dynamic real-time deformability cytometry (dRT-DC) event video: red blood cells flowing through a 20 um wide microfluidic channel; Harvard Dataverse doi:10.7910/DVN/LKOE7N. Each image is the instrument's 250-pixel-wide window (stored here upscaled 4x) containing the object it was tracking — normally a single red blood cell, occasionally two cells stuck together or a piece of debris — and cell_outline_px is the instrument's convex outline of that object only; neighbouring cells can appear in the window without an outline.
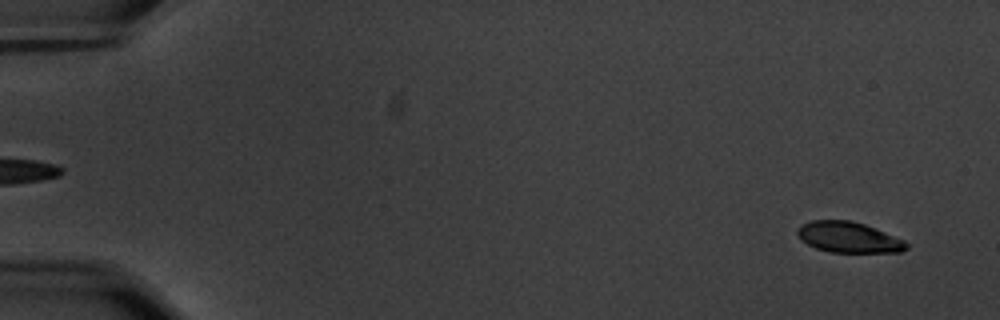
{"species": "common noctule bat (a hibernating species)", "species_latin": "Nyctalus noctula", "temperature_condition": "warm", "stored_images_in_passage": 58, "camera_frame_rate_fps": 3000, "um_per_image_px": 0.085, "animal": {"sex": "male", "body_mass_g": 20.1, "forearm_length_mm": 53.5}, "frame": {"image": 1, "passage_image": 3, "time_ms": 0.667, "image_size_px": [1000, 320], "cell_outline_px": [[908, 248], [900, 252], [828, 252], [816, 248], [800, 240], [796, 232], [796, 228], [800, 224], [812, 220], [852, 220], [864, 224], [904, 240], [908, 244]], "centroid_in_image_um": [72.08, 20.16], "position_along_channel_um": 12.9, "area_um2": 19.59}}
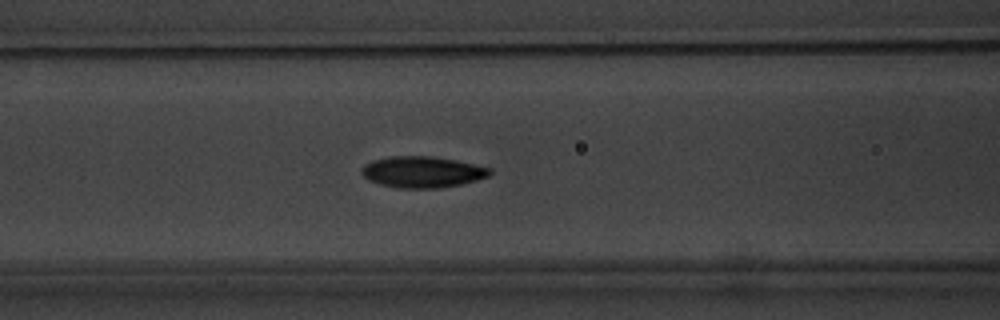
{"frame": {"image": 2, "passage_image": 25, "time_ms": 8.0, "image_size_px": [1000, 320], "cell_outline_px": [[492, 172], [488, 176], [476, 180], [460, 184], [440, 188], [396, 188], [380, 184], [368, 180], [360, 172], [364, 164], [372, 160], [392, 156], [432, 156], [456, 160], [492, 168]], "centroid_in_image_um": [35.88, 14.61], "position_along_channel_um": 130.7, "area_um2": 23.41}}
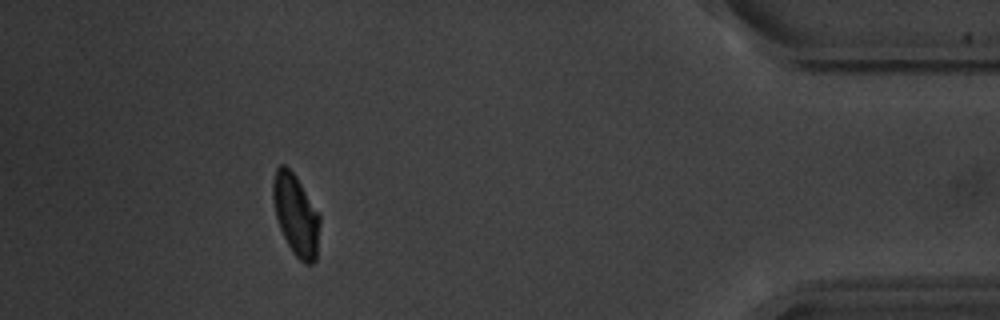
{"frame": {"image": 3, "passage_image": 53, "time_ms": 17.333, "image_size_px": [1000, 320], "cell_outline_px": [[320, 220], [316, 260], [312, 264], [304, 264], [292, 252], [280, 228], [276, 216], [272, 196], [272, 184], [276, 168], [280, 164], [284, 164], [296, 176], [320, 216]], "centroid_in_image_um": [25.14, 18.27], "position_along_channel_um": 410.1, "area_um2": 21.96}, "authors_computed_cell_mechanics": {"area_um2": 22.0507, "velocity_mm_per_s": 3.513, "shape_relaxation_time_tau1_ms": 2.4098, "shape_relaxation_time_tau2_ms": 1.9114, "deformation_change_tau1": 0.1305, "deformation_change_tau2": 0.046}}